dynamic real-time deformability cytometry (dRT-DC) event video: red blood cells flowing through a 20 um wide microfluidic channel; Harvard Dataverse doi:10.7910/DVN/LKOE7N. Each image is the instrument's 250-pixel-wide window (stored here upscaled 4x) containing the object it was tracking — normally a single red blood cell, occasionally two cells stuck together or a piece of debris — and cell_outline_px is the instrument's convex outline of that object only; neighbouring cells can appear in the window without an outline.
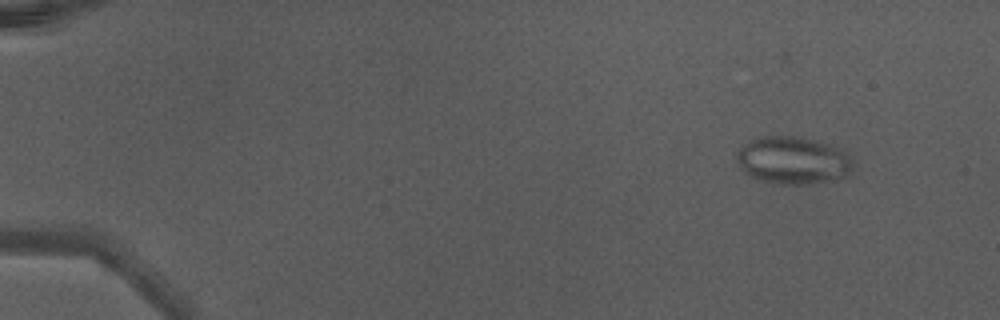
{"species": "Egyptian fruit bat (a non-hibernating species)", "species_latin": "Rousettus aegyptiacus", "temperature_condition": "warm", "stored_images_in_passage": 36, "camera_frame_rate_fps": 3000, "um_per_image_px": 0.085, "animal": {"sex": "male"}, "frame": {"image": 1, "passage_image": 6, "time_ms": 1.667, "image_size_px": [1000, 320], "cell_outline_px": [[852, 168], [848, 176], [844, 180], [808, 184], [780, 184], [756, 180], [744, 172], [740, 168], [736, 160], [736, 152], [744, 144], [752, 140], [764, 136], [796, 136], [828, 144], [840, 148], [848, 156], [852, 164]], "centroid_in_image_um": [67.4, 13.66], "position_along_channel_um": 17.6, "area_um2": 32.54}}
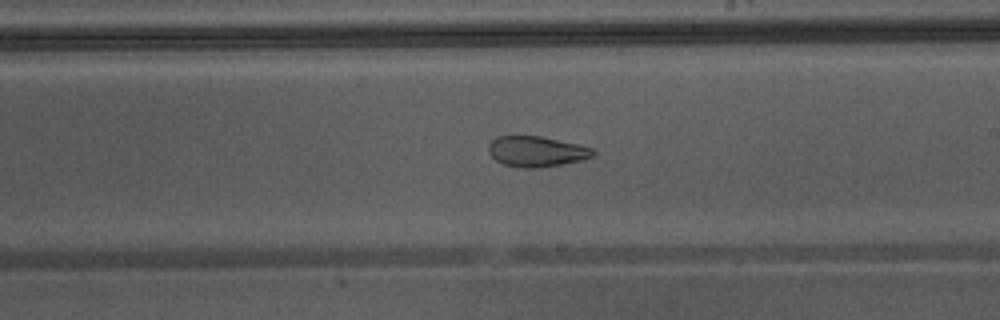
{"frame": {"image": 2, "passage_image": 31, "time_ms": 10.0, "image_size_px": [1000, 320], "cell_outline_px": [[596, 156], [580, 160], [540, 168], [524, 168], [504, 164], [496, 160], [488, 152], [488, 144], [496, 136], [540, 136], [576, 144], [592, 148], [596, 152]], "centroid_in_image_um": [45.59, 12.87], "position_along_channel_um": 243.4, "area_um2": 18.5}}